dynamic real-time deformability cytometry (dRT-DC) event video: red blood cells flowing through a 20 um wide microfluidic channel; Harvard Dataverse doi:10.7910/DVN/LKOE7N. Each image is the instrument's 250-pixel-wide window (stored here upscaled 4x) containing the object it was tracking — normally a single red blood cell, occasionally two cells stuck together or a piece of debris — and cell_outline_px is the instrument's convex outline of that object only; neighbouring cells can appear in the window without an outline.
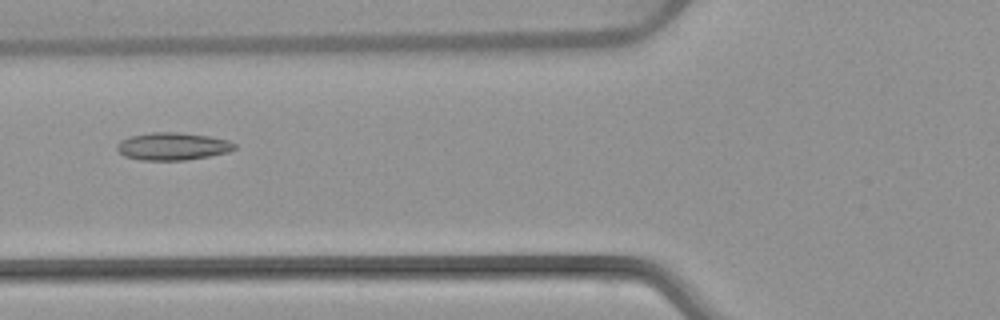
{"species": "common noctule bat (a hibernating species)", "species_latin": "Nyctalus noctula", "temperature_condition": "warm", "stored_images_in_passage": 53, "camera_frame_rate_fps": 3000, "um_per_image_px": 0.085, "animal": {"sex": "female", "body_mass_g": 22.7, "forearm_length_mm": 54.2}, "frame": {"image": 1, "passage_image": 21, "time_ms": 6.667, "image_size_px": [1000, 320], "cell_outline_px": [[236, 148], [228, 152], [208, 156], [184, 160], [140, 160], [124, 156], [116, 148], [116, 144], [120, 140], [132, 136], [152, 132], [176, 132], [208, 136], [228, 140], [236, 144]], "centroid_in_image_um": [14.66, 12.44], "position_along_channel_um": 111.1, "area_um2": 18.79}}
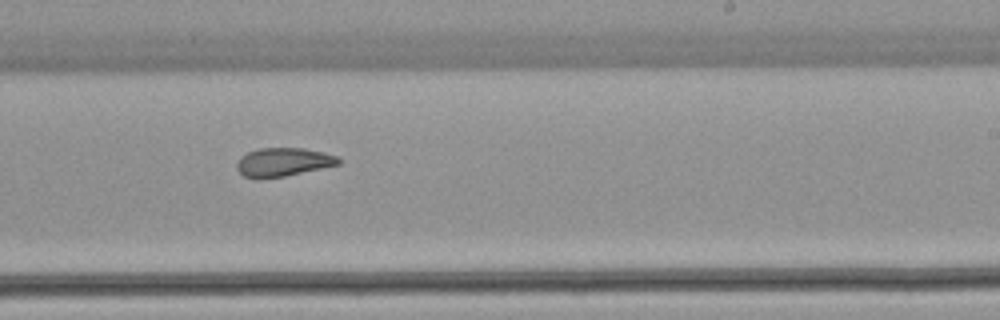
{"frame": {"image": 2, "passage_image": 33, "time_ms": 10.667, "image_size_px": [1000, 320], "cell_outline_px": [[340, 164], [284, 176], [256, 180], [244, 176], [236, 168], [236, 164], [240, 156], [248, 152], [260, 148], [304, 148], [324, 152], [340, 156]], "centroid_in_image_um": [24.06, 13.78], "position_along_channel_um": 264.9, "area_um2": 17.11}}
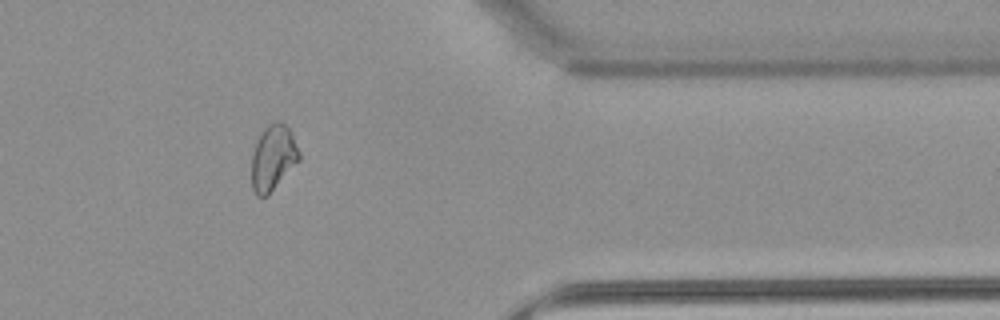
{"frame": {"image": 3, "passage_image": 44, "time_ms": 14.333, "image_size_px": [1000, 320], "cell_outline_px": [[300, 160], [268, 196], [256, 196], [252, 188], [252, 156], [260, 132], [272, 120], [280, 120], [292, 132], [300, 152]], "centroid_in_image_um": [23.23, 13.39], "position_along_channel_um": 388.2, "area_um2": 18.38}, "authors_computed_cell_mechanics": {"area_um2": 19.652, "velocity_mm_per_s": 3.8477, "shape_relaxation_time_tau1_ms": null, "shape_relaxation_time_tau2_ms": 2.4373, "deformation_change_tau1": null, "deformation_change_tau2": 0.0912}}